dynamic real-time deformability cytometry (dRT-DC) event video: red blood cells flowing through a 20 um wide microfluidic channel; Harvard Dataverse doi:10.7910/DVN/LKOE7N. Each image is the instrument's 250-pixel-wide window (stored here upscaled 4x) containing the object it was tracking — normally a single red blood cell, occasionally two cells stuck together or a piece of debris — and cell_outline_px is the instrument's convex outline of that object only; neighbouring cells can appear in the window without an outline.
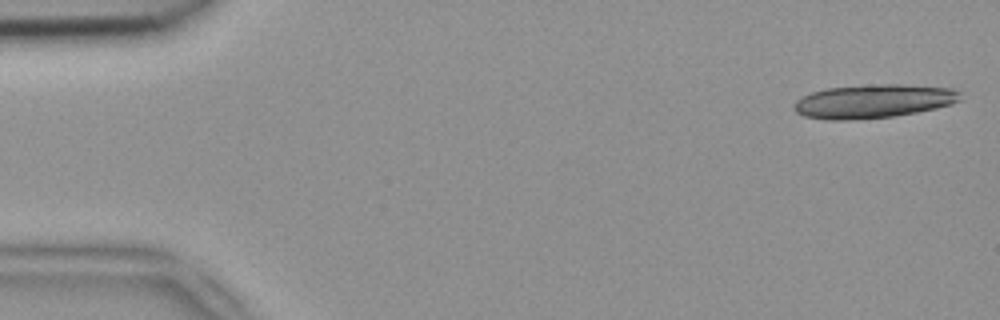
{"species": "common noctule bat (a hibernating species)", "species_latin": "Nyctalus noctula", "temperature_condition": "room temperature", "stored_images_in_passage": 18, "camera_frame_rate_fps": 3000, "um_per_image_px": 0.085, "animal": {"sex": "female", "body_mass_g": 18.4}, "frame": {"image": 1, "passage_image": 2, "time_ms": 0.333, "image_size_px": [1000, 320], "cell_outline_px": [[960, 100], [952, 104], [936, 108], [916, 112], [892, 116], [844, 120], [828, 120], [804, 116], [796, 112], [792, 108], [792, 104], [800, 96], [812, 92], [828, 88], [880, 84], [900, 84], [952, 88], [960, 92]], "centroid_in_image_um": [74.2, 8.6], "position_along_channel_um": 10.8, "area_um2": 32.54}}